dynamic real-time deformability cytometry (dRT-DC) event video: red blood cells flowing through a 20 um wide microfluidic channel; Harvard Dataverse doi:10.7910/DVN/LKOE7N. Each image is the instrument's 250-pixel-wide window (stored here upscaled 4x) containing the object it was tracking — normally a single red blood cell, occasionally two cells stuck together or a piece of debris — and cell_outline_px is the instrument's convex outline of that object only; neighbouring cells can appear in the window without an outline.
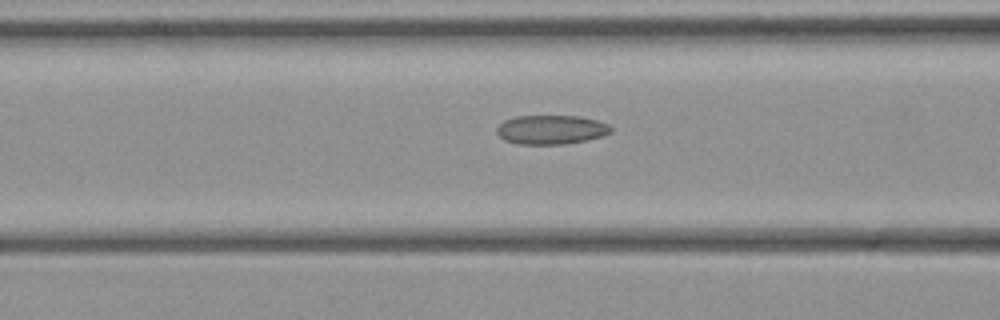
{"species": "common noctule bat (a hibernating species)", "species_latin": "Nyctalus noctula", "temperature_condition": "cold", "stored_images_in_passage": 16, "camera_frame_rate_fps": 3000, "um_per_image_px": 0.085, "animal": {"sex": "female", "body_mass_g": 21.9}, "frame": {"image": 1, "passage_image": 14, "time_ms": 4.333, "image_size_px": [1000, 320], "cell_outline_px": [[612, 132], [604, 136], [588, 140], [564, 144], [516, 144], [504, 140], [496, 132], [496, 128], [504, 120], [516, 116], [580, 116], [596, 120], [608, 124], [612, 128]], "centroid_in_image_um": [46.86, 11.02], "position_along_channel_um": 119.7, "area_um2": 19.54}}